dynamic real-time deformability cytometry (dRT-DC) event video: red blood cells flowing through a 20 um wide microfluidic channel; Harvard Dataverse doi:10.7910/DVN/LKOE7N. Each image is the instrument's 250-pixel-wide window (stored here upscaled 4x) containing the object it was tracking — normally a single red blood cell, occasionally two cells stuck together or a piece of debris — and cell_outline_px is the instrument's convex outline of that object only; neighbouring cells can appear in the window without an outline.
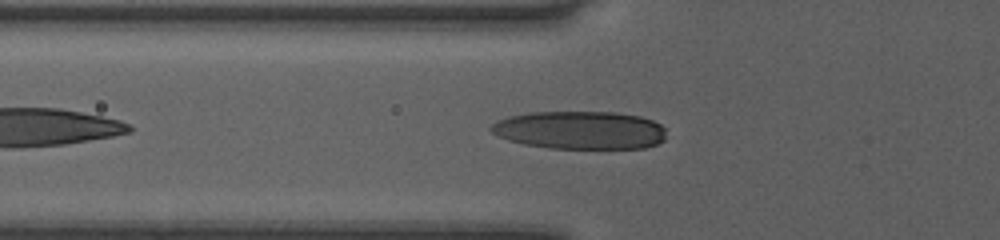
{"species": "human", "species_latin": "Homo sapiens", "temperature_condition": "room temperature", "stored_images_in_passage": 37, "camera_frame_rate_fps": 3000, "um_per_image_px": 0.085, "donor": {"sex": "female"}, "frame": {"image": 1, "passage_image": 5, "time_ms": 1.333, "image_size_px": [1000, 240], "cell_outline_px": [[664, 140], [656, 144], [644, 148], [548, 148], [524, 144], [508, 140], [496, 136], [488, 128], [496, 120], [508, 116], [528, 112], [616, 112], [640, 116], [652, 120], [660, 124], [664, 128]], "centroid_in_image_um": [49.25, 11.05], "position_along_channel_um": 76.5, "area_um2": 39.07}}
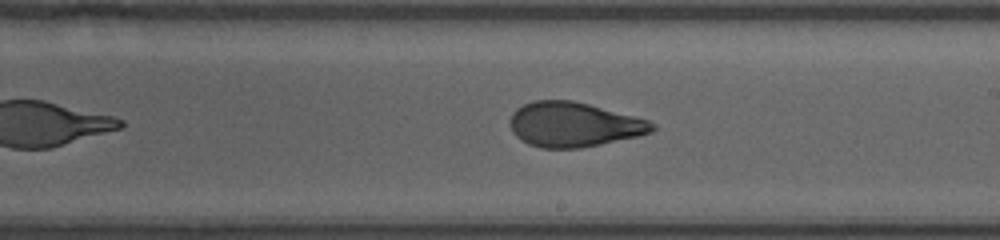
{"frame": {"image": 2, "passage_image": 17, "time_ms": 5.333, "image_size_px": [1000, 240], "cell_outline_px": [[656, 128], [652, 132], [636, 136], [600, 144], [580, 148], [540, 148], [528, 144], [520, 140], [512, 132], [512, 112], [516, 108], [532, 100], [572, 100], [588, 104], [648, 120], [656, 124]], "centroid_in_image_um": [48.75, 10.59], "position_along_channel_um": 240.3, "area_um2": 36.76}}
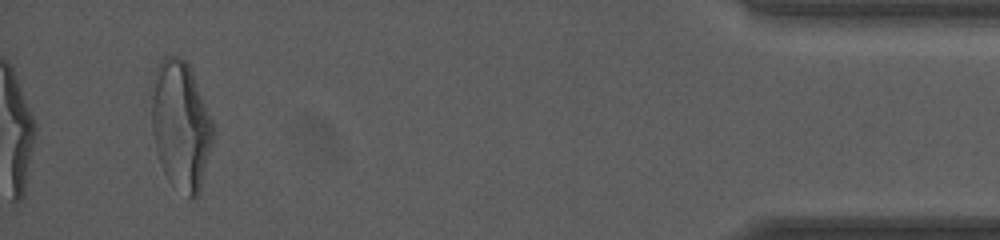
{"frame": {"image": 3, "passage_image": 35, "time_ms": 11.333, "image_size_px": [1000, 240], "cell_outline_px": [[216, 132], [200, 188], [196, 196], [192, 200], [188, 200], [168, 180], [160, 164], [156, 152], [152, 132], [152, 80], [156, 68], [160, 60], [164, 56], [176, 56], [184, 60], [188, 64], [216, 128]], "centroid_in_image_um": [15.37, 10.68], "position_along_channel_um": 419.8, "area_um2": 46.53}}